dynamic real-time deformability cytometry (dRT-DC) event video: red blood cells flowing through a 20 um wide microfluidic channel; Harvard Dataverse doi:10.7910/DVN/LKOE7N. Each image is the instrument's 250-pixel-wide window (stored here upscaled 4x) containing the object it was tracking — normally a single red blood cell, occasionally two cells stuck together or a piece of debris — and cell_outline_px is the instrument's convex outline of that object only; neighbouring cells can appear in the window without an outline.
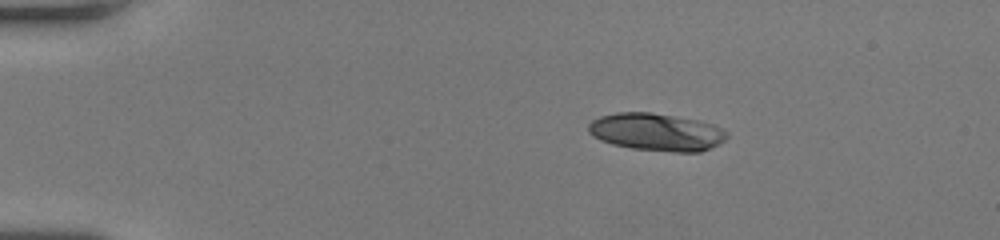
{"species": "human", "species_latin": "Homo sapiens", "temperature_condition": "room temperature", "stored_images_in_passage": 43, "camera_frame_rate_fps": 3000, "um_per_image_px": 0.085, "donor": {"sex": "female"}, "frame": {"image": 1, "passage_image": 1, "time_ms": 0.0, "image_size_px": [1000, 240], "cell_outline_px": [[728, 136], [724, 140], [700, 152], [672, 152], [632, 148], [612, 144], [600, 140], [592, 136], [588, 132], [588, 124], [592, 120], [600, 116], [616, 112], [648, 112], [696, 120], [712, 124], [728, 132]], "centroid_in_image_um": [55.75, 11.22], "position_along_channel_um": 29.3, "area_um2": 30.11}}
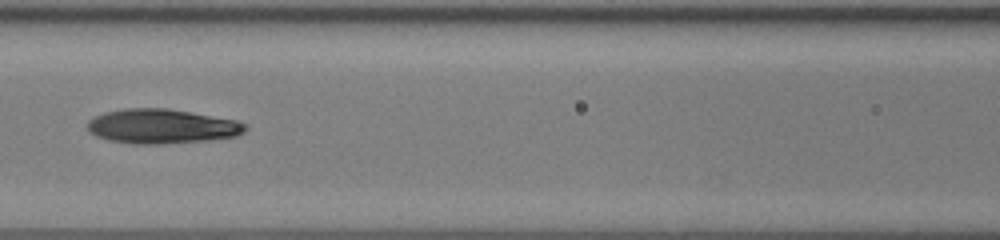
{"frame": {"image": 2, "passage_image": 16, "time_ms": 5.0, "image_size_px": [1000, 240], "cell_outline_px": [[248, 128], [244, 132], [236, 136], [208, 140], [164, 144], [132, 144], [108, 140], [96, 136], [88, 132], [88, 120], [104, 112], [124, 108], [168, 108], [192, 112], [236, 120], [248, 124]], "centroid_in_image_um": [13.76, 10.74], "position_along_channel_um": 152.8, "area_um2": 32.02}}
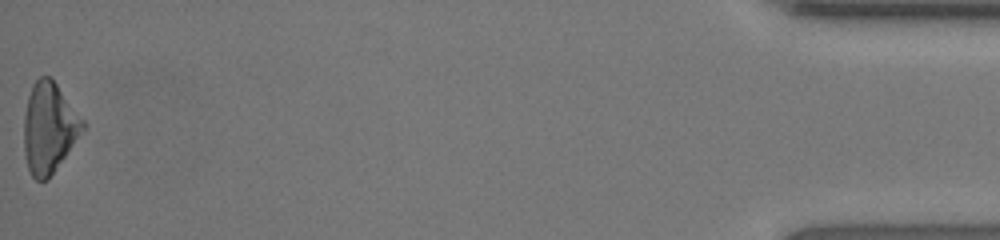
{"frame": {"image": 3, "passage_image": 43, "time_ms": 14.0, "image_size_px": [1000, 240], "cell_outline_px": [[84, 128], [48, 180], [36, 180], [32, 176], [28, 168], [24, 152], [24, 116], [28, 96], [32, 84], [40, 76], [48, 76], [56, 84], [84, 120]], "centroid_in_image_um": [4.14, 10.86], "position_along_channel_um": 431.1, "area_um2": 30.46}, "authors_computed_cell_mechanics": {"area_um2": 31.0386, "velocity_mm_per_s": 4.1123, "shape_relaxation_time_tau1_ms": 4.856, "shape_relaxation_time_tau2_ms": 1.8402, "deformation_change_tau1": 0.195, "deformation_change_tau2": 0.0819}}